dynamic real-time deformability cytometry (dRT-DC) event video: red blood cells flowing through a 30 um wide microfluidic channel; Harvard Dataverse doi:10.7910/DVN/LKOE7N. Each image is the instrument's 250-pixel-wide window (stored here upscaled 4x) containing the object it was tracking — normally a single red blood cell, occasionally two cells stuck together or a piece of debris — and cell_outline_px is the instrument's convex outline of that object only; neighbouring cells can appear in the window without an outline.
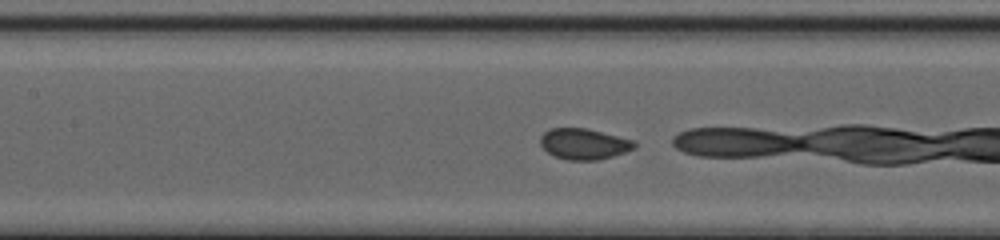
{"species": "common noctule bat (a hibernating species)", "species_latin": "Nyctalus noctula", "temperature_condition": "cold", "stored_images_in_passage": 18, "camera_frame_rate_fps": 3000, "um_per_image_px": 0.085, "animal": {"sex": "female", "body_mass_g": 20.0, "forearm_length_mm": 54.0}, "frame": {"image": 1, "passage_image": 16, "time_ms": 5.0, "image_size_px": [1000, 240], "cell_outline_px": [[636, 148], [612, 156], [596, 160], [568, 160], [556, 156], [548, 152], [540, 144], [540, 136], [544, 132], [552, 128], [588, 128], [636, 140]], "centroid_in_image_um": [49.67, 12.22], "position_along_channel_um": 157.7, "area_um2": 16.99}}